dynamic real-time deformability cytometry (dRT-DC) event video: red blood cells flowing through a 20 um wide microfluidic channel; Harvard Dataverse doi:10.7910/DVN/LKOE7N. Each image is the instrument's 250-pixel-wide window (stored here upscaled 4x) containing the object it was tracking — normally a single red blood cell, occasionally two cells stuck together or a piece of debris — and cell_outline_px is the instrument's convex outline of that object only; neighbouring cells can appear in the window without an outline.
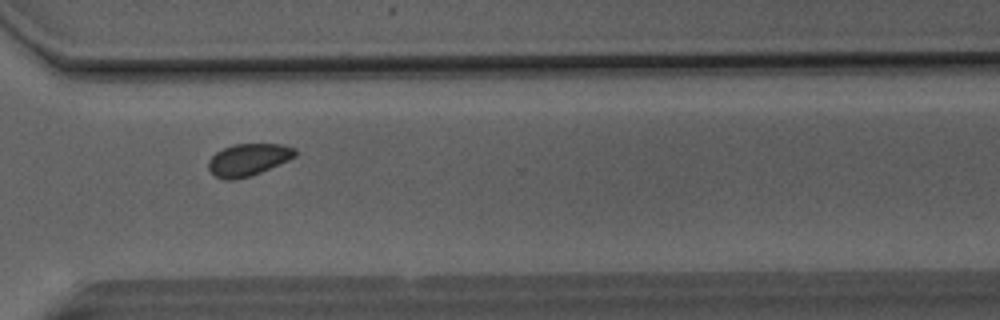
{"species": "Egyptian fruit bat (a non-hibernating species)", "species_latin": "Rousettus aegyptiacus", "temperature_condition": "room temperature", "stored_images_in_passage": 32, "camera_frame_rate_fps": 3000, "um_per_image_px": 0.085, "animal": {"sex": "male"}, "frame": {"image": 1, "passage_image": 22, "time_ms": 7.0, "image_size_px": [1000, 320], "cell_outline_px": [[296, 156], [288, 160], [260, 172], [236, 180], [224, 180], [216, 176], [208, 168], [208, 160], [216, 152], [232, 144], [284, 144], [296, 148]], "centroid_in_image_um": [21.1, 13.56], "position_along_channel_um": 349.5, "area_um2": 16.18}}
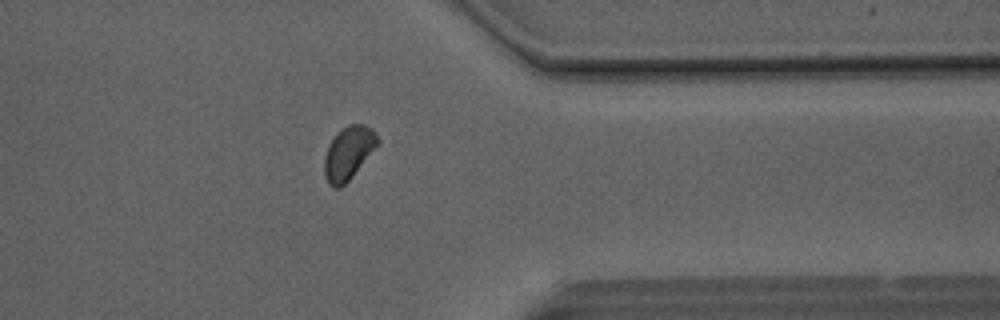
{"frame": {"image": 2, "passage_image": 25, "time_ms": 8.0, "image_size_px": [1000, 320], "cell_outline_px": [[380, 144], [352, 176], [340, 188], [332, 188], [328, 184], [324, 176], [324, 156], [328, 144], [336, 132], [348, 124], [364, 124], [372, 128], [376, 132], [380, 140]], "centroid_in_image_um": [29.62, 12.99], "position_along_channel_um": 381.8, "area_um2": 16.88}}
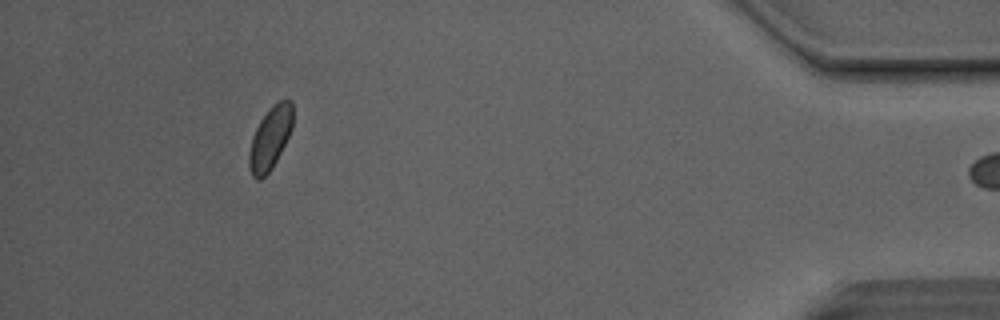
{"frame": {"image": 3, "passage_image": 31, "time_ms": 10.0, "image_size_px": [1000, 320], "cell_outline_px": [[292, 128], [272, 168], [260, 180], [256, 180], [252, 176], [248, 168], [248, 152], [252, 136], [260, 120], [268, 108], [280, 100], [292, 100]], "centroid_in_image_um": [22.92, 11.76], "position_along_channel_um": 412.3, "area_um2": 15.95}}